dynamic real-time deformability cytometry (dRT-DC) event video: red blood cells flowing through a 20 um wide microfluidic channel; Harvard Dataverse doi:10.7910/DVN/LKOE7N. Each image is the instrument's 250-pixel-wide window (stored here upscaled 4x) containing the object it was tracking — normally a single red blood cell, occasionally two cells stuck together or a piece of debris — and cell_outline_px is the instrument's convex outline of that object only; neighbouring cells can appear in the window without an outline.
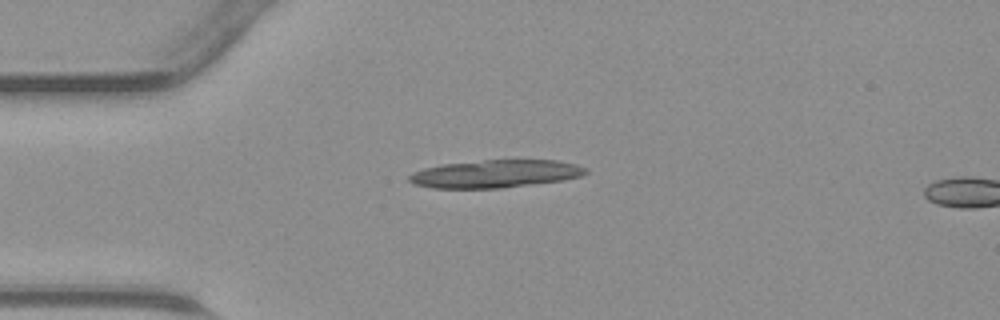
{"species": "common noctule bat (a hibernating species)", "species_latin": "Nyctalus noctula", "temperature_condition": "warm", "stored_images_in_passage": 3, "camera_frame_rate_fps": 3000, "um_per_image_px": 0.085, "animal": {"sex": "male", "body_mass_g": 23.1, "forearm_length_mm": 52.7}, "frame": {"image": 1, "passage_image": 1, "time_ms": 0.0, "image_size_px": [1000, 320], "cell_outline_px": [[588, 172], [580, 176], [564, 180], [500, 188], [432, 188], [412, 184], [408, 180], [408, 176], [412, 172], [424, 168], [444, 164], [484, 160], [556, 160], [576, 164], [588, 168]], "centroid_in_image_um": [42.09, 14.77], "position_along_channel_um": 42.9, "area_um2": 28.61}}